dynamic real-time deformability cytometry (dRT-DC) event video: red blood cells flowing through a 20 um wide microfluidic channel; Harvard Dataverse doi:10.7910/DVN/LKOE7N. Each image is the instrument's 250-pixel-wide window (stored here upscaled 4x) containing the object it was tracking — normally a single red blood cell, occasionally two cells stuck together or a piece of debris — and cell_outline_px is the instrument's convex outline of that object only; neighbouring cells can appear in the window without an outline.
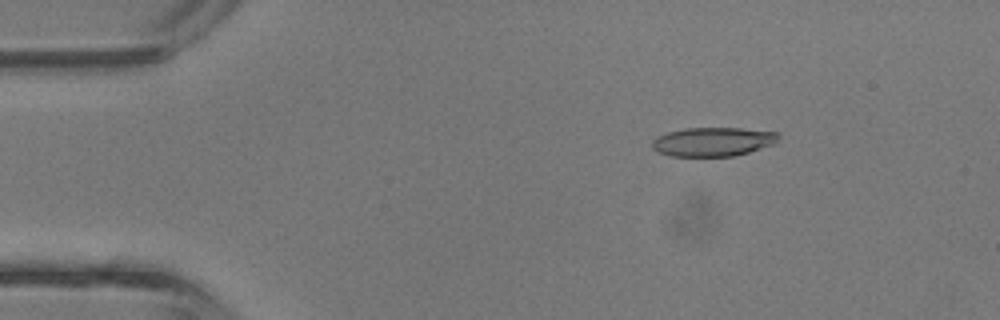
{"species": "common noctule bat (a hibernating species)", "species_latin": "Nyctalus noctula", "temperature_condition": "room temperature", "stored_images_in_passage": 43, "camera_frame_rate_fps": 3000, "um_per_image_px": 0.085, "animal": {"sex": "male", "body_mass_g": 13.3}, "frame": {"image": 1, "passage_image": 7, "time_ms": 2.0, "image_size_px": [1000, 320], "cell_outline_px": [[780, 136], [772, 144], [736, 156], [672, 156], [656, 152], [652, 148], [652, 140], [656, 136], [668, 132], [684, 128], [740, 128], [776, 132]], "centroid_in_image_um": [60.54, 12.05], "position_along_channel_um": 24.5, "area_um2": 21.27}}
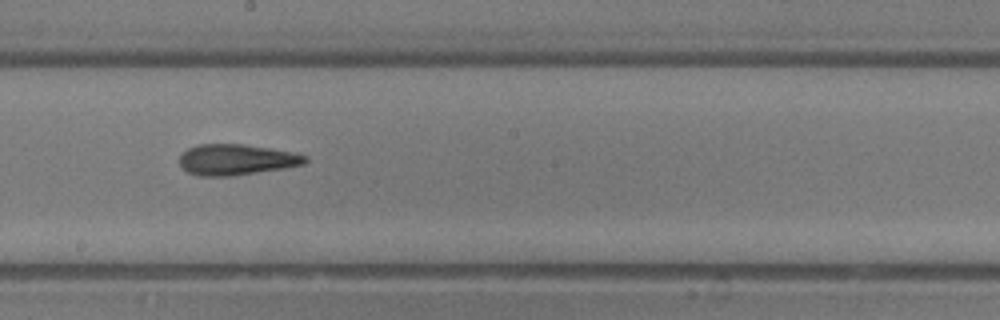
{"frame": {"image": 2, "passage_image": 24, "time_ms": 7.667, "image_size_px": [1000, 320], "cell_outline_px": [[308, 160], [304, 164], [284, 168], [228, 176], [200, 176], [188, 172], [180, 164], [180, 152], [196, 144], [244, 144], [296, 152], [308, 156]], "centroid_in_image_um": [20.1, 13.55], "position_along_channel_um": 228.1, "area_um2": 22.66}}
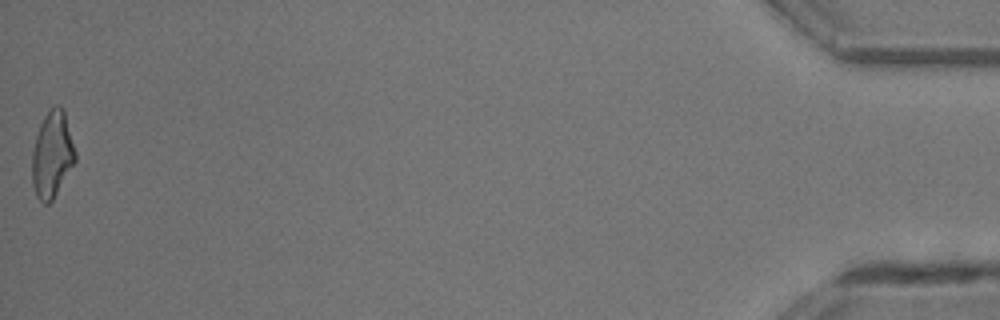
{"frame": {"image": 3, "passage_image": 43, "time_ms": 14.0, "image_size_px": [1000, 320], "cell_outline_px": [[76, 160], [52, 200], [48, 204], [44, 204], [36, 196], [32, 184], [32, 152], [36, 136], [40, 124], [44, 116], [56, 104], [60, 104], [64, 108], [76, 152]], "centroid_in_image_um": [4.43, 13.12], "position_along_channel_um": 430.8, "area_um2": 21.73}, "authors_computed_cell_mechanics": {"area_um2": 21.6172, "velocity_mm_per_s": 4.8451, "shape_relaxation_time_tau1_ms": 5.1989, "shape_relaxation_time_tau2_ms": 0.9892, "deformation_change_tau1": 0.17, "deformation_change_tau2": 0.1127}}